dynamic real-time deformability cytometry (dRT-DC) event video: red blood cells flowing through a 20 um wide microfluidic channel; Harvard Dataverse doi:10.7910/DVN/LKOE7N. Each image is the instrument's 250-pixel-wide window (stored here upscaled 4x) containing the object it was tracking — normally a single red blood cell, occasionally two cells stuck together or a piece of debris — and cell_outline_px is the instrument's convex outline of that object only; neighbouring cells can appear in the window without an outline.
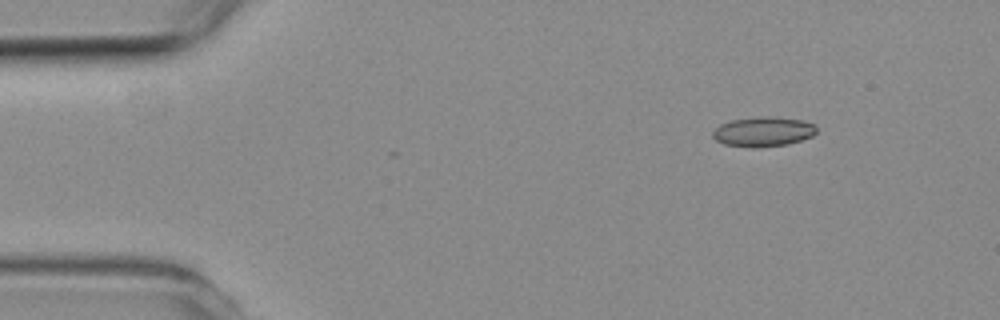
{"species": "common noctule bat (a hibernating species)", "species_latin": "Nyctalus noctula", "temperature_condition": "room temperature", "stored_images_in_passage": 4, "camera_frame_rate_fps": 3000, "um_per_image_px": 0.085, "animal": {"sex": "female", "body_mass_g": 19.3, "forearm_length_mm": 54.1}, "frame": {"image": 1, "passage_image": 4, "time_ms": 4.667, "image_size_px": [1000, 320], "cell_outline_px": [[816, 132], [812, 136], [788, 144], [756, 148], [752, 148], [724, 144], [716, 140], [712, 136], [712, 132], [720, 124], [732, 120], [768, 116], [804, 120], [816, 124]], "centroid_in_image_um": [64.89, 11.2], "position_along_channel_um": 20.1, "area_um2": 17.98}}